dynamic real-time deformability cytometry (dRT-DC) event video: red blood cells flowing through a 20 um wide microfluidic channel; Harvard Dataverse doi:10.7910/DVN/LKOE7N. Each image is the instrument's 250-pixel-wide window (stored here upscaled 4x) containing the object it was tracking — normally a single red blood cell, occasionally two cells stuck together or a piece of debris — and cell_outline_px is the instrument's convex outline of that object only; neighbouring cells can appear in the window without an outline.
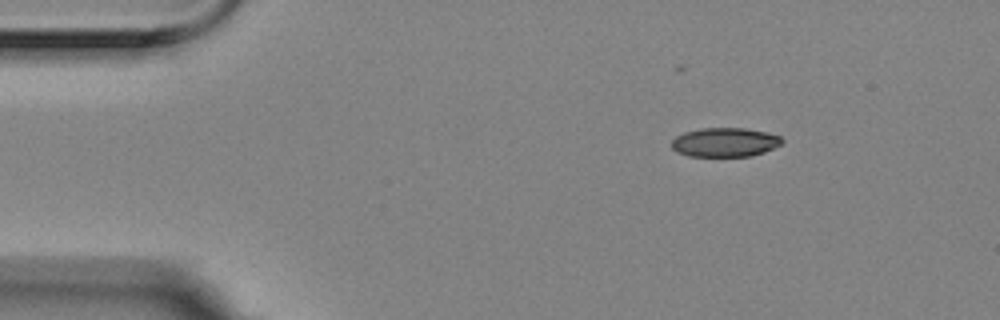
{"species": "Egyptian fruit bat (a non-hibernating species)", "species_latin": "Rousettus aegyptiacus", "temperature_condition": "room temperature", "stored_images_in_passage": 3, "camera_frame_rate_fps": 3000, "um_per_image_px": 0.085, "animal": {"sex": "female"}, "frame": {"image": 1, "passage_image": 1, "time_ms": 0.0, "image_size_px": [1000, 320], "cell_outline_px": [[784, 140], [780, 144], [764, 152], [752, 156], [688, 156], [676, 152], [672, 148], [672, 140], [676, 136], [684, 132], [700, 128], [744, 128], [768, 132], [780, 136]], "centroid_in_image_um": [61.6, 12.09], "position_along_channel_um": 23.4, "area_um2": 18.79}}